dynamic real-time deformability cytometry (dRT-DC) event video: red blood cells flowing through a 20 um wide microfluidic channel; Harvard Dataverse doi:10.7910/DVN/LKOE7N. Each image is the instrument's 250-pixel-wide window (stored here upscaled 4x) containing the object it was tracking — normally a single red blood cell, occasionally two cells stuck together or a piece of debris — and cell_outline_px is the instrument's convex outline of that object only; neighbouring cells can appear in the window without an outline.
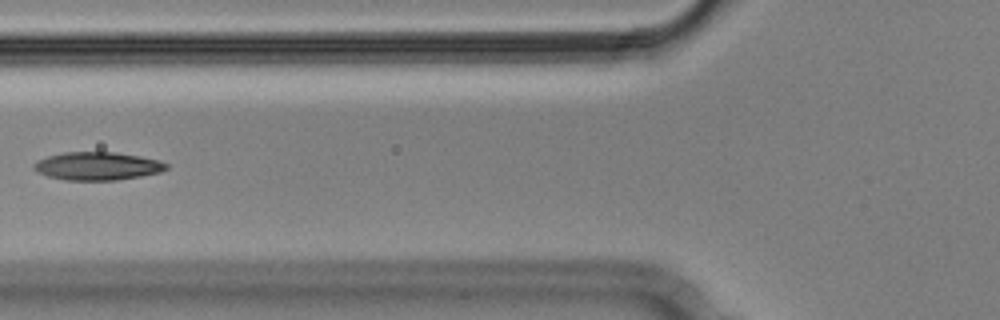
{"species": "Egyptian fruit bat (a non-hibernating species)", "species_latin": "Rousettus aegyptiacus", "temperature_condition": "cold", "stored_images_in_passage": 10, "camera_frame_rate_fps": 3000, "um_per_image_px": 0.085, "animal": {"sex": "male"}, "frame": {"image": 1, "passage_image": 5, "time_ms": 1.333, "image_size_px": [1000, 320], "cell_outline_px": [[168, 168], [160, 172], [140, 176], [116, 180], [64, 180], [48, 176], [36, 172], [32, 168], [32, 164], [36, 160], [48, 156], [64, 152], [116, 152], [140, 156], [156, 160], [168, 164]], "centroid_in_image_um": [8.22, 14.11], "position_along_channel_um": 117.6, "area_um2": 21.73}}
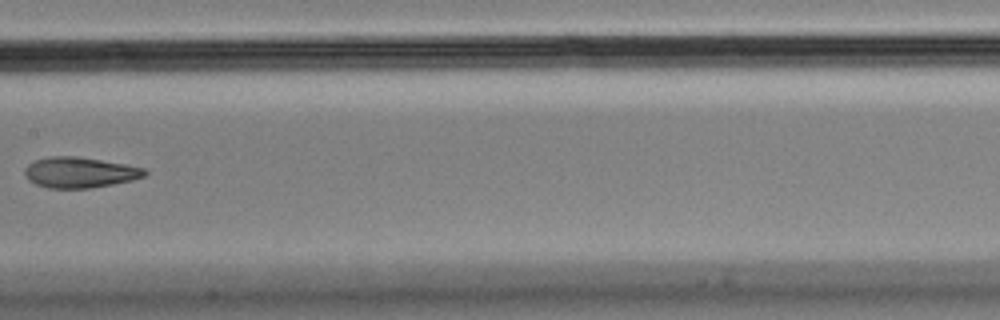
{"frame": {"image": 2, "passage_image": 7, "time_ms": 2.0, "image_size_px": [1000, 320], "cell_outline_px": [[148, 172], [144, 176], [132, 180], [112, 184], [88, 188], [48, 188], [36, 184], [28, 180], [24, 176], [24, 168], [28, 164], [36, 160], [48, 156], [76, 156], [124, 164], [144, 168]], "centroid_in_image_um": [6.73, 14.65], "position_along_channel_um": 200.7, "area_um2": 21.33}}
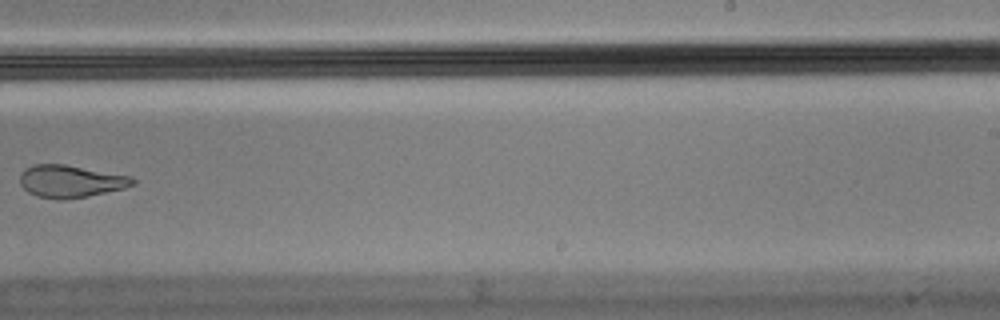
{"frame": {"image": 3, "passage_image": 9, "time_ms": 2.667, "image_size_px": [1000, 320], "cell_outline_px": [[136, 184], [124, 188], [88, 196], [64, 200], [56, 200], [36, 196], [28, 192], [20, 184], [20, 172], [24, 168], [36, 164], [64, 164], [132, 176], [136, 180]], "centroid_in_image_um": [5.99, 15.41], "position_along_channel_um": 283.0, "area_um2": 21.5}}